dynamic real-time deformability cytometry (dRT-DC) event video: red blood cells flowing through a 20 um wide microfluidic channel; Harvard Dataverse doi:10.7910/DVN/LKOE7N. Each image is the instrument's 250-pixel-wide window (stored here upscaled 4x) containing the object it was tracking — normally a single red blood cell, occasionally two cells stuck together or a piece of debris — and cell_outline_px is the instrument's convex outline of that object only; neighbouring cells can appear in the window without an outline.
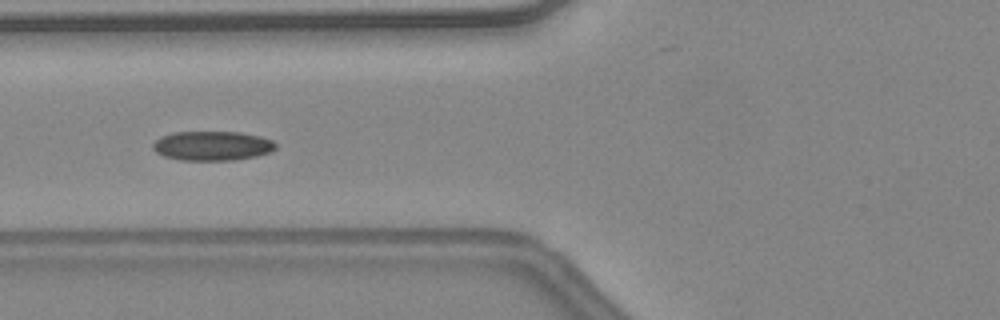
{"species": "common noctule bat (a hibernating species)", "species_latin": "Nyctalus noctula", "temperature_condition": "warm", "stored_images_in_passage": 48, "camera_frame_rate_fps": 3000, "um_per_image_px": 0.085, "animal": {"sex": "female", "body_mass_g": 24.6, "forearm_length_mm": 56.2}, "frame": {"image": 1, "passage_image": 21, "time_ms": 6.667, "image_size_px": [1000, 320], "cell_outline_px": [[276, 148], [268, 152], [256, 156], [232, 160], [180, 160], [164, 156], [156, 152], [152, 148], [152, 144], [160, 136], [172, 132], [240, 132], [260, 136], [272, 140], [276, 144]], "centroid_in_image_um": [18.01, 12.39], "position_along_channel_um": 107.8, "area_um2": 21.04}, "authors_computed_cell_mechanics": {"area_um2": 20.519, "velocity_mm_per_s": 4.5278, "shape_relaxation_time_tau1_ms": 2.8435, "shape_relaxation_time_tau2_ms": 1.5577, "deformation_change_tau1": 0.0993, "deformation_change_tau2": 0.0599}}